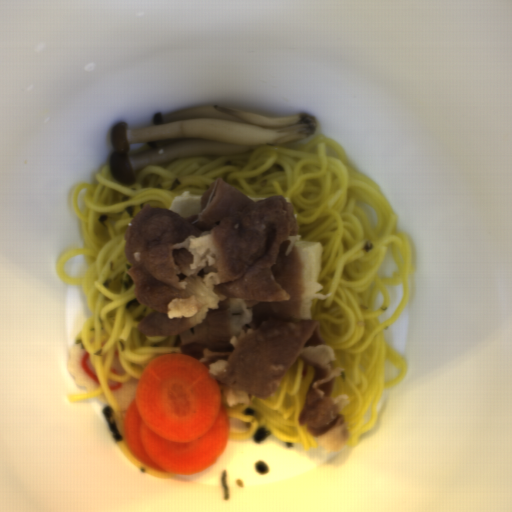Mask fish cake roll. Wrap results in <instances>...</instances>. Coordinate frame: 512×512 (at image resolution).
I'll return each mask as SVG.
<instances>
[{
  "label": "fish cake roll",
  "mask_w": 512,
  "mask_h": 512,
  "mask_svg": "<svg viewBox=\"0 0 512 512\" xmlns=\"http://www.w3.org/2000/svg\"><path fill=\"white\" fill-rule=\"evenodd\" d=\"M139 379L131 378L127 383L108 380L107 384L114 396L120 413L125 415L128 403L134 398Z\"/></svg>",
  "instance_id": "2"
},
{
  "label": "fish cake roll",
  "mask_w": 512,
  "mask_h": 512,
  "mask_svg": "<svg viewBox=\"0 0 512 512\" xmlns=\"http://www.w3.org/2000/svg\"><path fill=\"white\" fill-rule=\"evenodd\" d=\"M110 371H111V373H114L119 376L125 375V373H126L124 367L120 363L119 348L117 346L114 348V355H113V360H112V365H111Z\"/></svg>",
  "instance_id": "3"
},
{
  "label": "fish cake roll",
  "mask_w": 512,
  "mask_h": 512,
  "mask_svg": "<svg viewBox=\"0 0 512 512\" xmlns=\"http://www.w3.org/2000/svg\"><path fill=\"white\" fill-rule=\"evenodd\" d=\"M70 357L67 364V372L74 378L77 386L85 387L87 393L96 391L101 383L91 363L89 353L83 348L82 343H76L69 348Z\"/></svg>",
  "instance_id": "1"
}]
</instances>
